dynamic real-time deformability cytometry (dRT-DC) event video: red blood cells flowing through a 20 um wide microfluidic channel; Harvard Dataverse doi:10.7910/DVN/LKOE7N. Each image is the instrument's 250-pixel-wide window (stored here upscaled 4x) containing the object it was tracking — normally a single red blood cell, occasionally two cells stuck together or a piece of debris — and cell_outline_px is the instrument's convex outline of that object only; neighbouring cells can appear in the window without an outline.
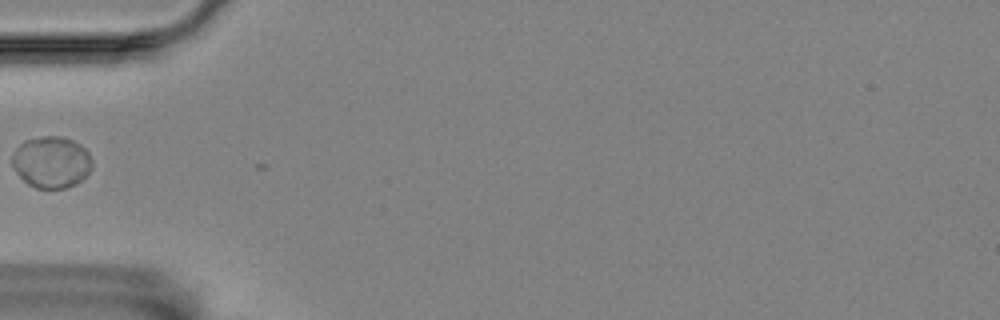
{"species": "Egyptian fruit bat (a non-hibernating species)", "species_latin": "Rousettus aegyptiacus", "temperature_condition": "room temperature", "stored_images_in_passage": 2, "camera_frame_rate_fps": 3000, "um_per_image_px": 0.085, "animal": {"sex": "female"}, "frame": {"image": 1, "passage_image": 1, "time_ms": 0.0, "image_size_px": [1000, 320], "cell_outline_px": [[92, 168], [76, 184], [64, 188], [36, 188], [28, 184], [12, 168], [12, 152], [24, 140], [40, 136], [64, 136], [80, 144], [88, 152], [92, 160]], "centroid_in_image_um": [4.35, 13.76], "position_along_channel_um": 80.7, "area_um2": 24.16}}